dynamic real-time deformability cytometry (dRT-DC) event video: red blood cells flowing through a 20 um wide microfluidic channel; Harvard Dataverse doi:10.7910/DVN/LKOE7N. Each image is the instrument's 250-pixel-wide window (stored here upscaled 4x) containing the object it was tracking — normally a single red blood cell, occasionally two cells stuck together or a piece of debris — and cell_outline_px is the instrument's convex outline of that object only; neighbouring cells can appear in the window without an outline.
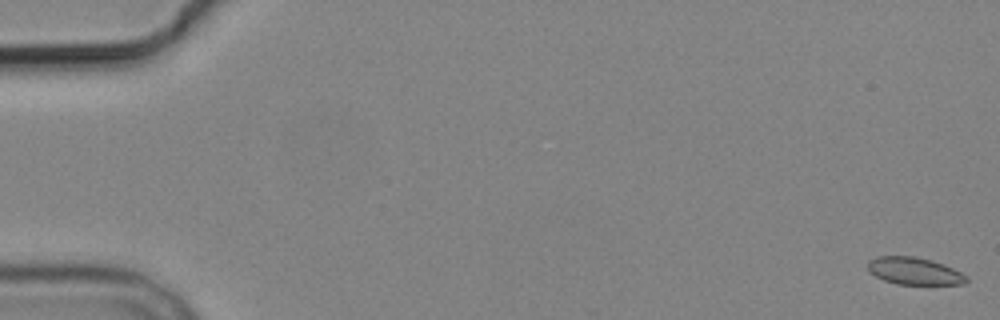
{"species": "common noctule bat (a hibernating species)", "species_latin": "Nyctalus noctula", "temperature_condition": "cold", "stored_images_in_passage": 6, "camera_frame_rate_fps": 3000, "um_per_image_px": 0.085, "animal": {"sex": "male", "body_mass_g": 19.2, "forearm_length_mm": 51.8}, "frame": {"image": 1, "passage_image": 1, "time_ms": 0.0, "image_size_px": [1000, 320], "cell_outline_px": [[968, 280], [964, 284], [896, 284], [884, 280], [868, 272], [868, 260], [876, 256], [916, 256], [932, 260], [944, 264], [968, 276]], "centroid_in_image_um": [77.7, 23.03], "position_along_channel_um": 7.3, "area_um2": 15.78}}